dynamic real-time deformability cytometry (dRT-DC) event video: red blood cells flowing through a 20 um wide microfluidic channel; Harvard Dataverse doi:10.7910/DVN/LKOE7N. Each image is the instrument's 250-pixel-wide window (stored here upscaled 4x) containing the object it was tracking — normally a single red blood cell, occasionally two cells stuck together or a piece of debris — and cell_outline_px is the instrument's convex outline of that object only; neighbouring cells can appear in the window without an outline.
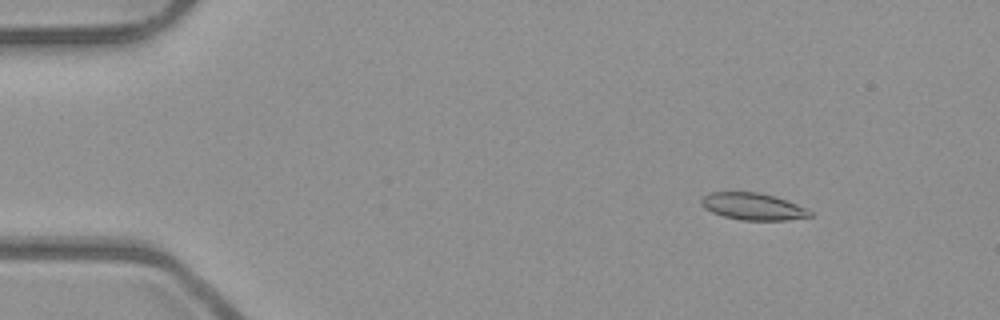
{"species": "common noctule bat (a hibernating species)", "species_latin": "Nyctalus noctula", "temperature_condition": "room temperature", "stored_images_in_passage": 7, "camera_frame_rate_fps": 3000, "um_per_image_px": 0.085, "animal": {"sex": "male", "body_mass_g": 23.1, "forearm_length_mm": 52.7}, "frame": {"image": 1, "passage_image": 2, "time_ms": 0.333, "image_size_px": [1000, 320], "cell_outline_px": [[812, 216], [784, 220], [740, 220], [724, 216], [712, 212], [704, 208], [700, 204], [700, 200], [704, 196], [712, 192], [756, 192], [772, 196], [808, 208], [812, 212]], "centroid_in_image_um": [63.98, 17.56], "position_along_channel_um": 21.0, "area_um2": 16.88}}
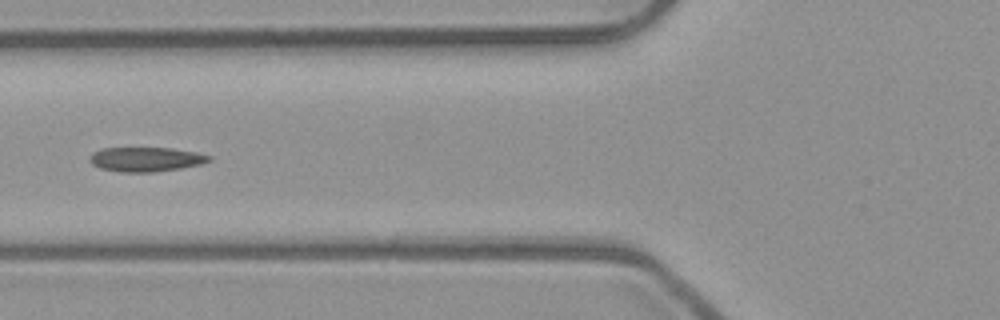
{"frame": {"image": 2, "passage_image": 6, "time_ms": 1.667, "image_size_px": [1000, 320], "cell_outline_px": [[212, 160], [200, 164], [180, 168], [156, 172], [120, 172], [100, 168], [92, 164], [88, 160], [92, 152], [100, 148], [172, 148], [196, 152], [212, 156]], "centroid_in_image_um": [12.38, 13.54], "position_along_channel_um": 113.4, "area_um2": 17.11}}
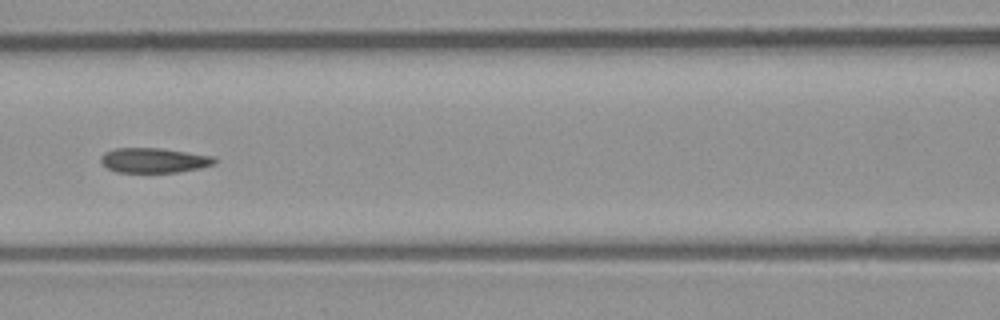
{"frame": {"image": 3, "passage_image": 7, "time_ms": 2.0, "image_size_px": [1000, 320], "cell_outline_px": [[216, 164], [200, 168], [180, 172], [116, 172], [108, 168], [100, 160], [100, 156], [104, 152], [116, 148], [160, 148], [212, 156], [216, 160]], "centroid_in_image_um": [13.08, 13.63], "position_along_channel_um": 153.5, "area_um2": 16.42}}